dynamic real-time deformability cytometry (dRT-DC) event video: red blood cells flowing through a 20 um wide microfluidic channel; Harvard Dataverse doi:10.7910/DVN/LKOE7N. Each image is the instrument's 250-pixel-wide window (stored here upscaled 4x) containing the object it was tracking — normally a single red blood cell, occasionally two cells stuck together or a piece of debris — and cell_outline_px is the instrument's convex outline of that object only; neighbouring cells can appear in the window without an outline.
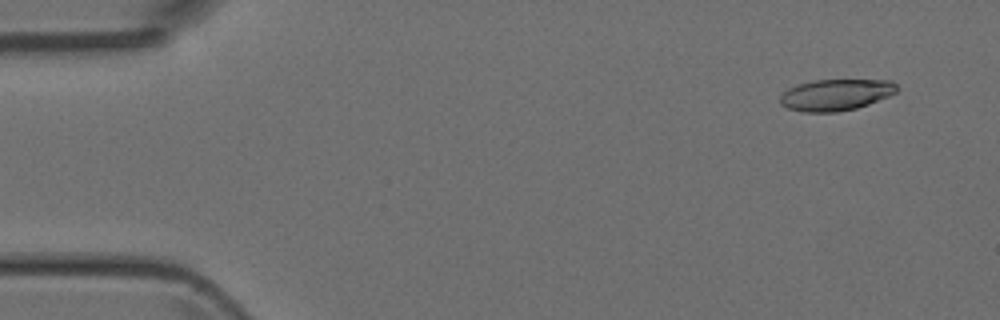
{"species": "Egyptian fruit bat (a non-hibernating species)", "species_latin": "Rousettus aegyptiacus", "temperature_condition": "room temperature", "stored_images_in_passage": 2, "camera_frame_rate_fps": 3000, "um_per_image_px": 0.085, "animal": {"sex": "female"}, "frame": {"image": 1, "passage_image": 1, "time_ms": 0.0, "image_size_px": [1000, 320], "cell_outline_px": [[896, 92], [888, 96], [868, 104], [856, 108], [836, 112], [804, 112], [788, 108], [780, 104], [780, 96], [788, 88], [796, 84], [812, 80], [892, 80], [896, 84]], "centroid_in_image_um": [71.01, 8.05], "position_along_channel_um": 14.0, "area_um2": 21.33}}